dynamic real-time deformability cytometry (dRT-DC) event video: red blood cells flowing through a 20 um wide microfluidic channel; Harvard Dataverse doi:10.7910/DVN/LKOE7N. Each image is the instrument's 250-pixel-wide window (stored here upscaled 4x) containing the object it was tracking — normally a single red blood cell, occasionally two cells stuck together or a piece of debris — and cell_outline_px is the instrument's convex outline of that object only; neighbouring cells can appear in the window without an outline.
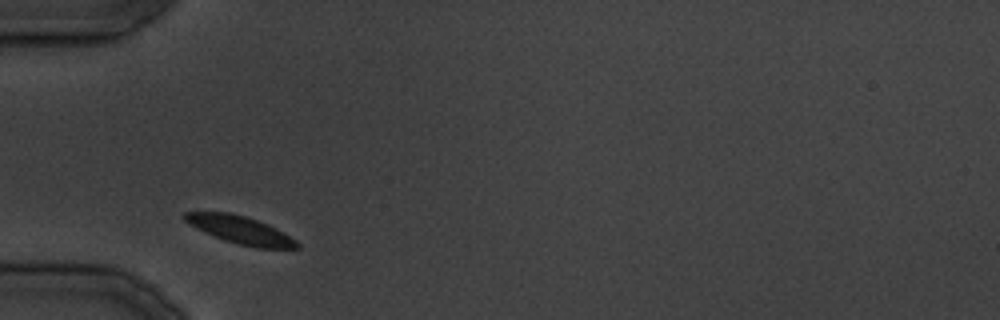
{"species": "common noctule bat (a hibernating species)", "species_latin": "Nyctalus noctula", "temperature_condition": "cold", "stored_images_in_passage": 22, "camera_frame_rate_fps": 3000, "um_per_image_px": 0.085, "animal": {"sex": "male", "body_mass_g": 19.5, "forearm_length_mm": 54.6}, "frame": {"image": 1, "passage_image": 1, "time_ms": 0.0, "image_size_px": [1000, 320], "cell_outline_px": [[300, 248], [256, 248], [224, 240], [204, 232], [188, 224], [184, 220], [184, 212], [228, 212], [244, 216], [268, 224], [276, 228], [296, 240], [300, 244]], "centroid_in_image_um": [20.43, 19.55], "position_along_channel_um": 64.6, "area_um2": 17.98}}
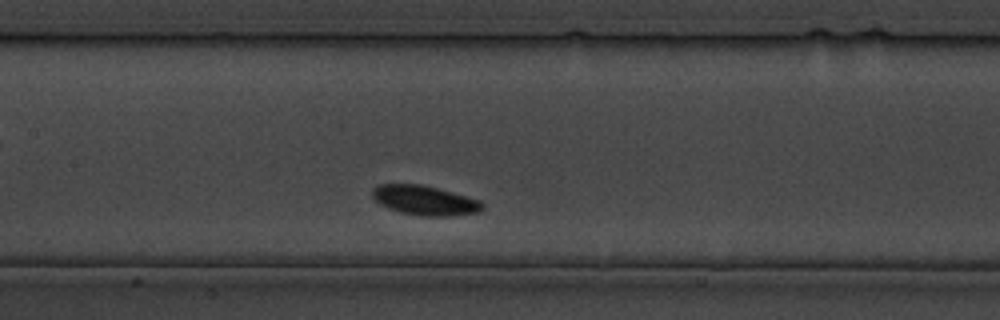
{"frame": {"image": 2, "passage_image": 7, "time_ms": 7.667, "image_size_px": [1000, 320], "cell_outline_px": [[484, 208], [476, 212], [448, 216], [420, 216], [400, 212], [388, 208], [380, 204], [372, 196], [372, 188], [376, 184], [420, 184], [452, 192], [480, 200], [484, 204]], "centroid_in_image_um": [36.07, 17.03], "position_along_channel_um": 171.3, "area_um2": 18.9}}